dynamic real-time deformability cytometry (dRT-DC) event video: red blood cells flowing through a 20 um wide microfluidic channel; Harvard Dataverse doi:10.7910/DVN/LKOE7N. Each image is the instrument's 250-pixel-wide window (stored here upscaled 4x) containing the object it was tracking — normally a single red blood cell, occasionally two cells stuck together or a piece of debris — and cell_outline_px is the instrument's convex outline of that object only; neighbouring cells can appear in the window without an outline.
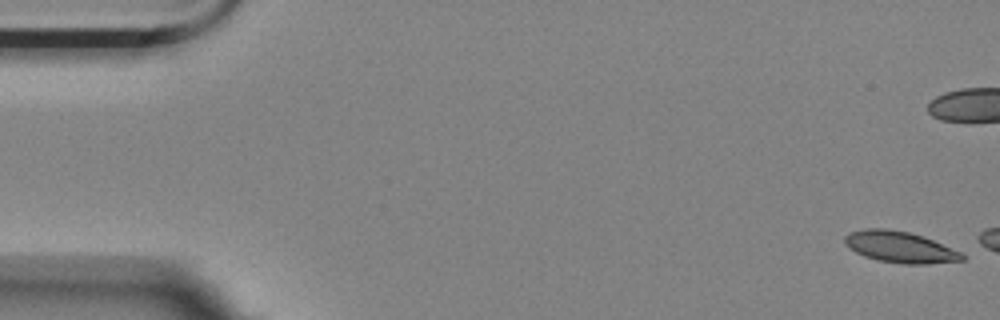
{"species": "Egyptian fruit bat (a non-hibernating species)", "species_latin": "Rousettus aegyptiacus", "temperature_condition": "room temperature", "stored_images_in_passage": 7, "camera_frame_rate_fps": 3000, "um_per_image_px": 0.085, "animal": {"sex": "female"}, "frame": {"image": 1, "passage_image": 1, "time_ms": 0.0, "image_size_px": [1000, 320], "cell_outline_px": [[964, 260], [928, 264], [904, 264], [880, 260], [864, 256], [856, 252], [844, 244], [844, 236], [852, 232], [864, 228], [888, 228], [908, 232], [932, 240], [960, 252], [964, 256]], "centroid_in_image_um": [76.46, 21.0], "position_along_channel_um": 8.5, "area_um2": 21.1}}